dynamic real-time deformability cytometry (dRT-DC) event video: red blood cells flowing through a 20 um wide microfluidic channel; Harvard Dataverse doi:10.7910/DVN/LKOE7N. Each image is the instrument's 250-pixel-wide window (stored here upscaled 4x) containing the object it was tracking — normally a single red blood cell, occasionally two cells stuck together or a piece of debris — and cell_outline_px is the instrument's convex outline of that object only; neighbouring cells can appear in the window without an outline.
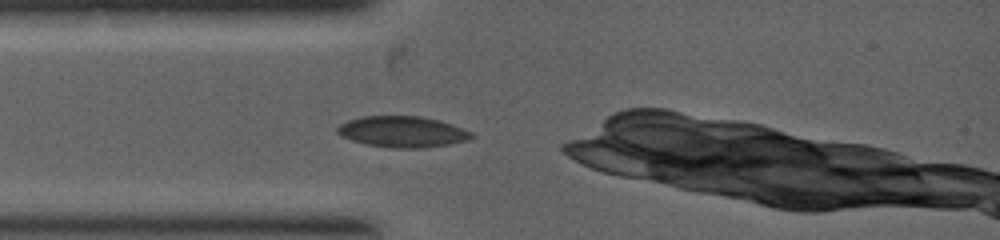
{"species": "common noctule bat (a hibernating species)", "species_latin": "Nyctalus noctula", "temperature_condition": "warm", "stored_images_in_passage": 6, "camera_frame_rate_fps": 5000, "um_per_image_px": 0.085, "animal": {"sex": "female", "body_mass_g": 19.0, "forearm_length_mm": 53.3}, "frame": {"image": 1, "passage_image": 1, "time_ms": 0.0, "image_size_px": [1000, 240], "cell_outline_px": [[476, 136], [468, 140], [448, 144], [420, 148], [392, 148], [368, 144], [352, 140], [336, 132], [336, 128], [340, 124], [348, 120], [364, 116], [420, 116], [440, 120], [452, 124], [472, 132]], "centroid_in_image_um": [34.24, 11.19], "position_along_channel_um": 50.8, "area_um2": 24.16}}
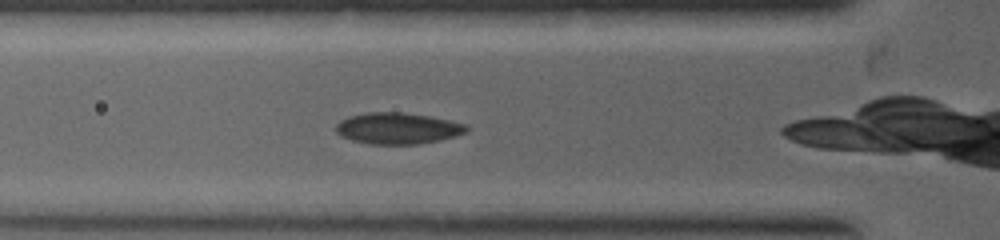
{"frame": {"image": 2, "passage_image": 3, "time_ms": 0.6, "image_size_px": [1000, 240], "cell_outline_px": [[468, 132], [456, 136], [416, 144], [372, 144], [352, 140], [340, 136], [336, 132], [336, 124], [340, 120], [348, 116], [368, 112], [404, 112], [432, 116], [452, 120], [464, 124], [468, 128]], "centroid_in_image_um": [33.8, 10.89], "position_along_channel_um": 92.0, "area_um2": 23.93}}
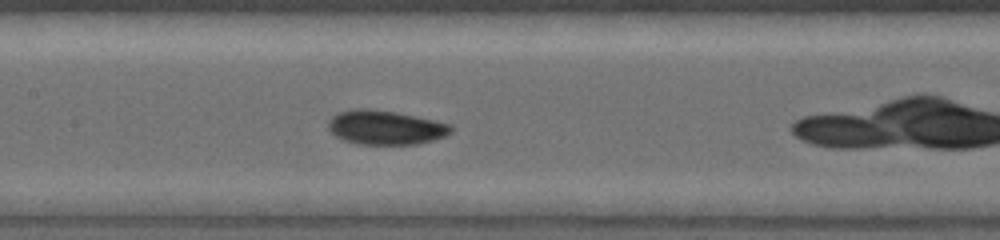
{"frame": {"image": 3, "passage_image": 6, "time_ms": 1.8, "image_size_px": [1000, 240], "cell_outline_px": [[452, 132], [444, 136], [432, 140], [416, 144], [360, 144], [344, 140], [336, 136], [328, 128], [328, 120], [336, 112], [356, 108], [372, 108], [396, 112], [436, 120], [452, 124]], "centroid_in_image_um": [32.76, 10.81], "position_along_channel_um": 174.6, "area_um2": 24.62}}